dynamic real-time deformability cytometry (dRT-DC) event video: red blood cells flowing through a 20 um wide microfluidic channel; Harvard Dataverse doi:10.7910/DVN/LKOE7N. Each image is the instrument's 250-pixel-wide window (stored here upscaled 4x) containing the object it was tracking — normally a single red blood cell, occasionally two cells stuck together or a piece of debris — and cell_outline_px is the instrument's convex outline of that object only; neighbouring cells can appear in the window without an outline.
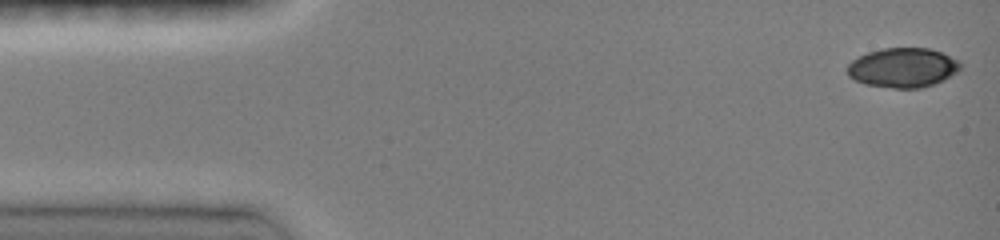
{"species": "common noctule bat (a hibernating species)", "species_latin": "Nyctalus noctula", "temperature_condition": "room temperature", "stored_images_in_passage": 6, "camera_frame_rate_fps": 3000, "um_per_image_px": 0.085, "animal": {"sex": "female", "body_mass_g": 19.0, "forearm_length_mm": 51.5}, "frame": {"image": 1, "passage_image": 1, "time_ms": 0.0, "image_size_px": [1000, 240], "cell_outline_px": [[960, 68], [956, 72], [932, 84], [920, 88], [892, 88], [864, 84], [848, 76], [848, 64], [852, 60], [868, 52], [884, 48], [928, 48], [940, 52], [960, 60]], "centroid_in_image_um": [76.72, 5.75], "position_along_channel_um": 8.3, "area_um2": 25.72}}
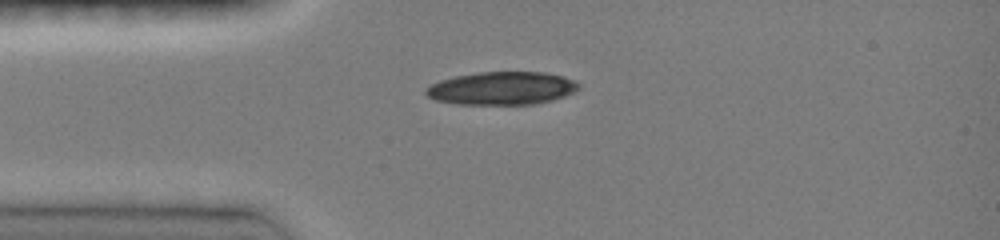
{"frame": {"image": 2, "passage_image": 5, "time_ms": 3.333, "image_size_px": [1000, 240], "cell_outline_px": [[580, 88], [576, 92], [552, 100], [536, 104], [456, 104], [436, 100], [428, 96], [424, 92], [424, 88], [440, 80], [456, 76], [480, 72], [544, 72], [564, 76], [576, 80], [580, 84]], "centroid_in_image_um": [42.7, 7.5], "position_along_channel_um": 42.3, "area_um2": 29.59}}